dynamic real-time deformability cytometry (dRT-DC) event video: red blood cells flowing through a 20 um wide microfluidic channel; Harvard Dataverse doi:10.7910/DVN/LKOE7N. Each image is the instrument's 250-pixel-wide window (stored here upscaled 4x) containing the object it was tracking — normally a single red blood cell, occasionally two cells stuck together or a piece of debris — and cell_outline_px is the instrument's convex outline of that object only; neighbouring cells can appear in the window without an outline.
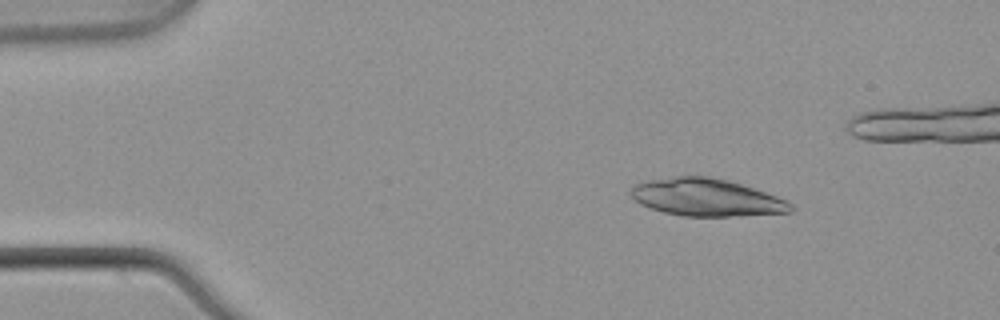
{"species": "common noctule bat (a hibernating species)", "species_latin": "Nyctalus noctula", "temperature_condition": "warm", "stored_images_in_passage": 4, "camera_frame_rate_fps": 3000, "um_per_image_px": 0.085, "animal": {"sex": "male", "body_mass_g": 21.5, "forearm_length_mm": 52.0}, "frame": {"image": 1, "passage_image": 2, "time_ms": 0.333, "image_size_px": [1000, 320], "cell_outline_px": [[796, 208], [792, 212], [728, 216], [680, 216], [664, 212], [640, 204], [628, 192], [636, 184], [652, 180], [676, 176], [708, 176], [728, 180], [776, 196], [792, 204]], "centroid_in_image_um": [60.05, 16.79], "position_along_channel_um": 25.0, "area_um2": 34.45}}